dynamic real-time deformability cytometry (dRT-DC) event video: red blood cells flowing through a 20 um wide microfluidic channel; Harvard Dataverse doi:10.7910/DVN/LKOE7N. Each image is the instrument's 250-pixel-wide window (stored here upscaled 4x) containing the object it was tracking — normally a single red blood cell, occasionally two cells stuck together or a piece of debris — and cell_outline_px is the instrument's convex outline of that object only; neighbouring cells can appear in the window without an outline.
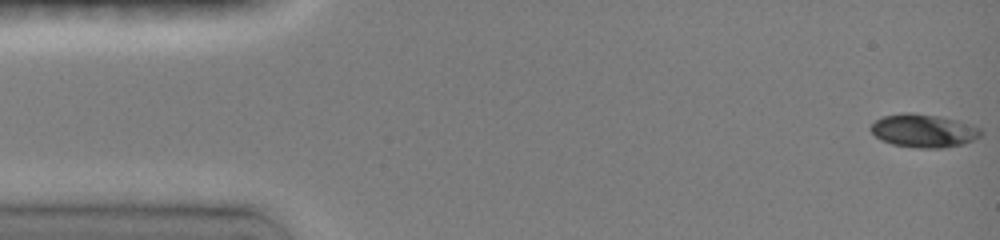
{"species": "common noctule bat (a hibernating species)", "species_latin": "Nyctalus noctula", "temperature_condition": "room temperature", "stored_images_in_passage": 11, "camera_frame_rate_fps": 3000, "um_per_image_px": 0.085, "animal": {"sex": "female", "body_mass_g": 19.0, "forearm_length_mm": 51.5}, "frame": {"image": 1, "passage_image": 1, "time_ms": 0.0, "image_size_px": [1000, 240], "cell_outline_px": [[980, 136], [972, 140], [960, 144], [940, 148], [920, 148], [892, 144], [876, 136], [872, 132], [872, 124], [876, 120], [884, 116], [900, 112], [912, 112], [940, 116], [956, 120], [980, 128]], "centroid_in_image_um": [78.49, 11.09], "position_along_channel_um": 6.5, "area_um2": 20.92}}
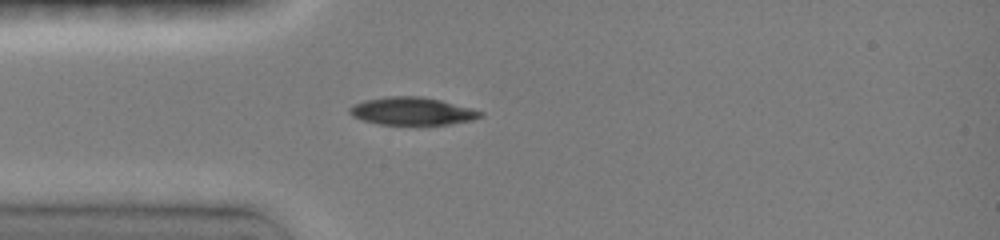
{"frame": {"image": 2, "passage_image": 10, "time_ms": 4.0, "image_size_px": [1000, 240], "cell_outline_px": [[484, 116], [472, 120], [448, 124], [380, 124], [364, 120], [352, 116], [348, 112], [348, 108], [352, 104], [364, 100], [388, 96], [420, 96], [440, 100], [472, 108], [484, 112]], "centroid_in_image_um": [35.02, 9.44], "position_along_channel_um": 50.0, "area_um2": 21.1}}